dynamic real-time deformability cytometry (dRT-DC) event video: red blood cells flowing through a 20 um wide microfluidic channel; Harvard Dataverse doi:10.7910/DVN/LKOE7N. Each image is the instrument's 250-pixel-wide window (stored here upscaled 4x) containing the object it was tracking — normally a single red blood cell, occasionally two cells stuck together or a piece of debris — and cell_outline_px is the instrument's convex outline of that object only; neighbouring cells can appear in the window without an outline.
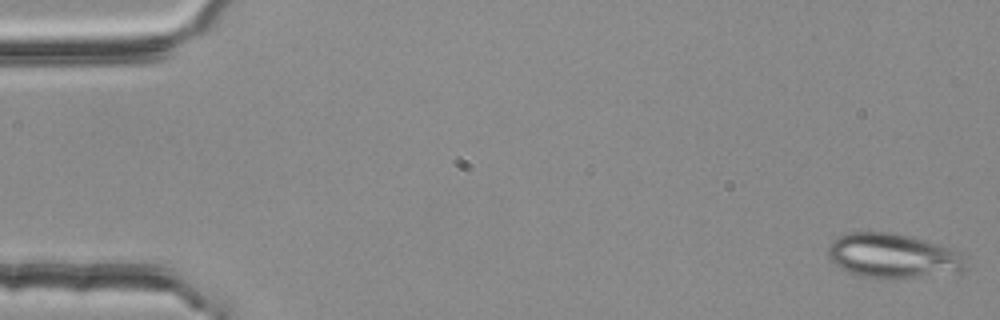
{"species": "common noctule bat (a hibernating species)", "species_latin": "Nyctalus noctula", "temperature_condition": "room temperature", "stored_images_in_passage": 53, "camera_frame_rate_fps": 3000, "um_per_image_px": 0.085, "animal": {"sex": "female", "body_mass_g": 25.1}, "frame": {"image": 1, "passage_image": 1, "time_ms": 0.0, "image_size_px": [1000, 320], "cell_outline_px": [[968, 268], [960, 272], [896, 280], [884, 280], [860, 276], [840, 268], [828, 256], [828, 244], [832, 240], [848, 232], [896, 232], [912, 236], [948, 248], [968, 256]], "centroid_in_image_um": [75.94, 21.77], "position_along_channel_um": 9.1, "area_um2": 36.59}}
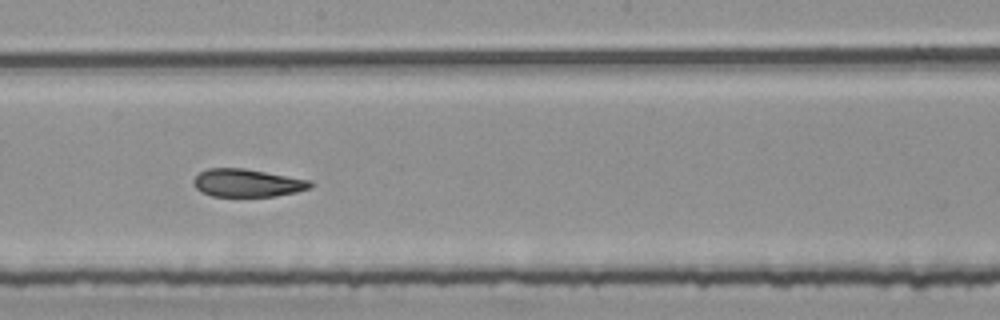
{"frame": {"image": 2, "passage_image": 30, "time_ms": 9.667, "image_size_px": [1000, 320], "cell_outline_px": [[312, 184], [308, 188], [296, 192], [276, 196], [212, 196], [200, 192], [192, 184], [192, 180], [200, 172], [208, 168], [244, 168], [312, 180]], "centroid_in_image_um": [20.98, 15.55], "position_along_channel_um": 227.2, "area_um2": 19.02}}
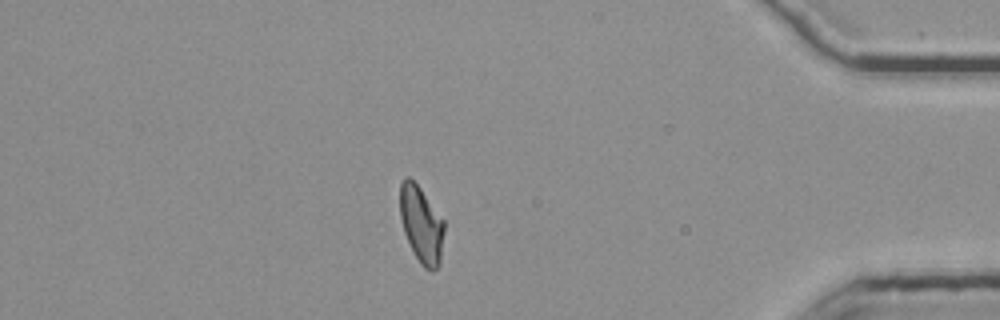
{"frame": {"image": 3, "passage_image": 47, "time_ms": 15.333, "image_size_px": [1000, 320], "cell_outline_px": [[444, 232], [440, 264], [436, 268], [424, 268], [420, 264], [404, 232], [400, 216], [400, 184], [404, 176], [408, 176], [420, 188], [444, 220]], "centroid_in_image_um": [35.81, 19.05], "position_along_channel_um": 399.4, "area_um2": 19.48}, "authors_computed_cell_mechanics": {"area_um2": 20.0566, "velocity_mm_per_s": 3.7697, "shape_relaxation_time_tau1_ms": null, "shape_relaxation_time_tau2_ms": 5.4002, "deformation_change_tau1": null, "deformation_change_tau2": 0.1299}}